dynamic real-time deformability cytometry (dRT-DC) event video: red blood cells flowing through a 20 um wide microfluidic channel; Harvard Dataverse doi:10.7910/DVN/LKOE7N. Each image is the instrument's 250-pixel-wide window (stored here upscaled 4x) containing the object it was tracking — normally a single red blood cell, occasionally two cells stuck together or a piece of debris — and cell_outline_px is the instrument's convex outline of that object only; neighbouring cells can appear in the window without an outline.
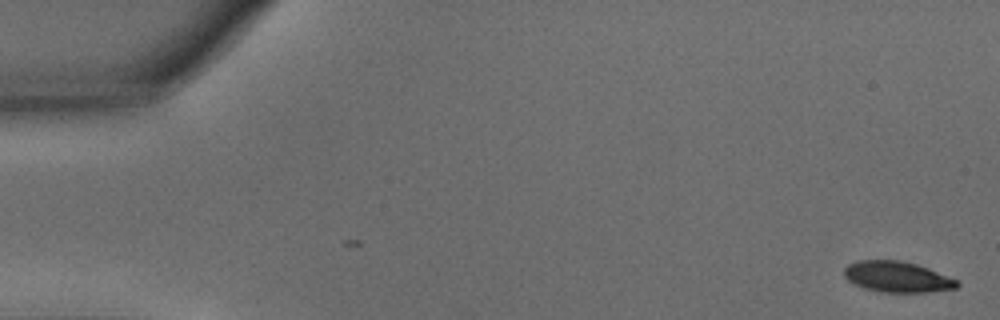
{"species": "common noctule bat (a hibernating species)", "species_latin": "Nyctalus noctula", "temperature_condition": "warm", "stored_images_in_passage": 12, "camera_frame_rate_fps": 3000, "um_per_image_px": 0.085, "animal": {"sex": "male", "body_mass_g": 15.6}, "frame": {"image": 1, "passage_image": 1, "time_ms": 0.0, "image_size_px": [1000, 320], "cell_outline_px": [[960, 284], [956, 288], [928, 292], [880, 292], [864, 288], [848, 280], [844, 276], [844, 268], [848, 264], [856, 260], [900, 260], [916, 264], [928, 268], [960, 280]], "centroid_in_image_um": [76.28, 23.53], "position_along_channel_um": 8.7, "area_um2": 20.4}}